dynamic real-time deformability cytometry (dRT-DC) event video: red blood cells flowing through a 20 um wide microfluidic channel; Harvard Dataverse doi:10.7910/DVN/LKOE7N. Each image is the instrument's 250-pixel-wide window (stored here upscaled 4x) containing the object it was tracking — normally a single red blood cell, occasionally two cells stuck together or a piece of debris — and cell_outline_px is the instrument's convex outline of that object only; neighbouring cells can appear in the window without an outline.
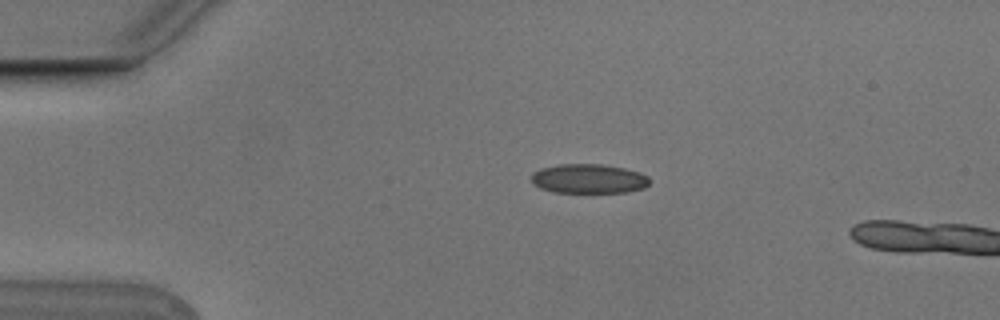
{"species": "Egyptian fruit bat (a non-hibernating species)", "species_latin": "Rousettus aegyptiacus", "temperature_condition": "cold", "stored_images_in_passage": 4, "camera_frame_rate_fps": 3000, "um_per_image_px": 0.085, "animal": {"sex": "male"}, "frame": {"image": 1, "passage_image": 3, "time_ms": 0.667, "image_size_px": [1000, 320], "cell_outline_px": [[648, 184], [644, 188], [624, 192], [552, 192], [540, 188], [532, 184], [532, 172], [540, 168], [560, 164], [600, 164], [624, 168], [640, 172], [648, 176]], "centroid_in_image_um": [50.0, 15.18], "position_along_channel_um": 35.0, "area_um2": 20.23}}